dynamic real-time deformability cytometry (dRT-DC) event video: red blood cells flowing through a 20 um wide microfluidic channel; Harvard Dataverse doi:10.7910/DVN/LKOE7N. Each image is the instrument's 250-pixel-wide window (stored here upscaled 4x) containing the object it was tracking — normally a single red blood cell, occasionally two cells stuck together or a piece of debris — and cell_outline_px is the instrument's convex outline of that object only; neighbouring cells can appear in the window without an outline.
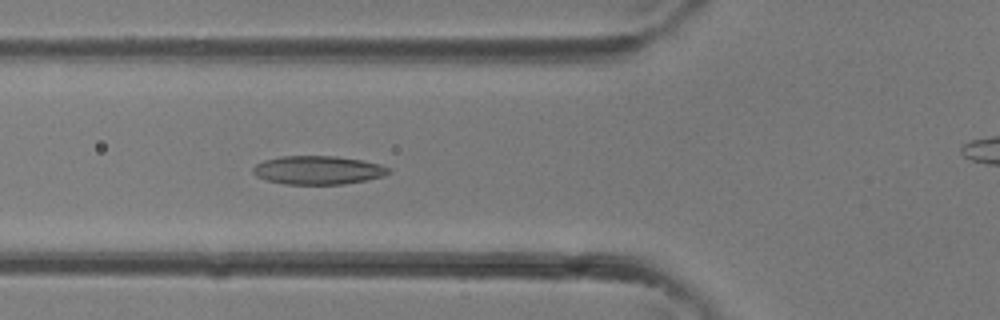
{"species": "common noctule bat (a hibernating species)", "species_latin": "Nyctalus noctula", "temperature_condition": "room temperature", "stored_images_in_passage": 31, "camera_frame_rate_fps": 3000, "um_per_image_px": 0.085, "animal": {"sex": "female"}, "frame": {"image": 1, "passage_image": 7, "time_ms": 2.0, "image_size_px": [1000, 320], "cell_outline_px": [[392, 172], [384, 176], [344, 184], [284, 184], [268, 180], [256, 176], [252, 172], [252, 168], [256, 164], [264, 160], [280, 156], [336, 156], [360, 160], [380, 164], [392, 168]], "centroid_in_image_um": [27.04, 14.46], "position_along_channel_um": 98.8, "area_um2": 22.6}}
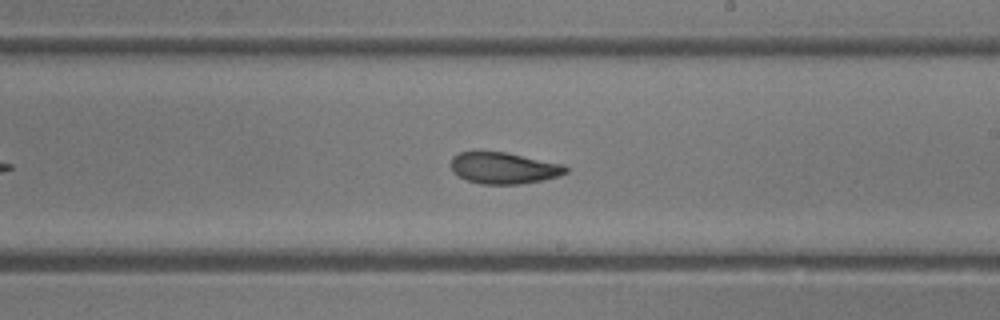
{"frame": {"image": 2, "passage_image": 15, "time_ms": 4.667, "image_size_px": [1000, 320], "cell_outline_px": [[568, 172], [544, 180], [520, 184], [480, 184], [468, 180], [452, 172], [452, 156], [460, 152], [508, 152], [564, 164], [568, 168]], "centroid_in_image_um": [42.85, 14.28], "position_along_channel_um": 246.1, "area_um2": 21.04}}
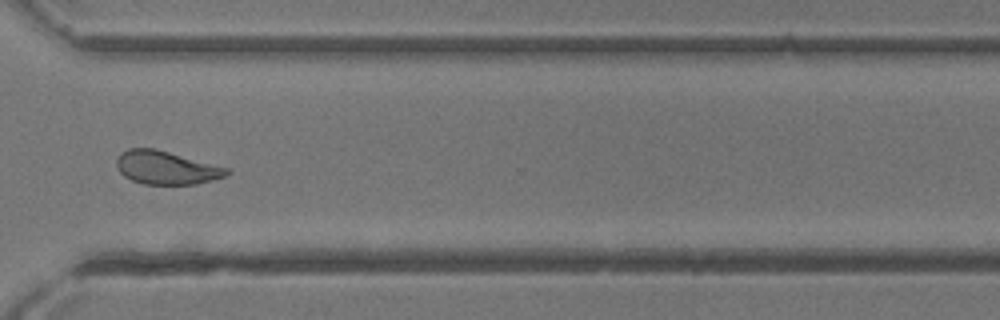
{"frame": {"image": 3, "passage_image": 21, "time_ms": 6.667, "image_size_px": [1000, 320], "cell_outline_px": [[232, 172], [224, 176], [212, 180], [196, 184], [144, 184], [132, 180], [124, 176], [120, 172], [116, 164], [116, 160], [120, 152], [128, 148], [156, 148], [228, 168]], "centroid_in_image_um": [14.11, 14.24], "position_along_channel_um": 356.5, "area_um2": 21.39}}